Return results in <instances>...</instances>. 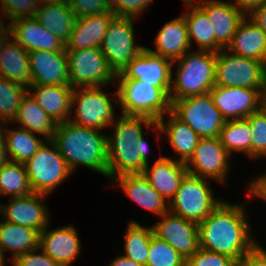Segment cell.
Listing matches in <instances>:
<instances>
[{
    "mask_svg": "<svg viewBox=\"0 0 266 266\" xmlns=\"http://www.w3.org/2000/svg\"><path fill=\"white\" fill-rule=\"evenodd\" d=\"M246 204L220 203L201 223L200 248L230 256L237 263L258 242L252 235L246 215Z\"/></svg>",
    "mask_w": 266,
    "mask_h": 266,
    "instance_id": "obj_1",
    "label": "cell"
},
{
    "mask_svg": "<svg viewBox=\"0 0 266 266\" xmlns=\"http://www.w3.org/2000/svg\"><path fill=\"white\" fill-rule=\"evenodd\" d=\"M118 119V120H117ZM113 121V134H107L108 179L128 173H142L149 163V145L142 125L149 129L156 121L145 116L121 114ZM115 126V127H114Z\"/></svg>",
    "mask_w": 266,
    "mask_h": 266,
    "instance_id": "obj_2",
    "label": "cell"
},
{
    "mask_svg": "<svg viewBox=\"0 0 266 266\" xmlns=\"http://www.w3.org/2000/svg\"><path fill=\"white\" fill-rule=\"evenodd\" d=\"M51 140L72 173L81 165L108 178L107 135L101 130L79 126L69 120L57 124Z\"/></svg>",
    "mask_w": 266,
    "mask_h": 266,
    "instance_id": "obj_3",
    "label": "cell"
},
{
    "mask_svg": "<svg viewBox=\"0 0 266 266\" xmlns=\"http://www.w3.org/2000/svg\"><path fill=\"white\" fill-rule=\"evenodd\" d=\"M176 73L172 78L170 102L185 97L209 93L215 85L216 53L206 50H189L174 61ZM174 82V83H173Z\"/></svg>",
    "mask_w": 266,
    "mask_h": 266,
    "instance_id": "obj_4",
    "label": "cell"
},
{
    "mask_svg": "<svg viewBox=\"0 0 266 266\" xmlns=\"http://www.w3.org/2000/svg\"><path fill=\"white\" fill-rule=\"evenodd\" d=\"M121 114L158 121L171 111L169 96L159 87L138 79H116Z\"/></svg>",
    "mask_w": 266,
    "mask_h": 266,
    "instance_id": "obj_5",
    "label": "cell"
},
{
    "mask_svg": "<svg viewBox=\"0 0 266 266\" xmlns=\"http://www.w3.org/2000/svg\"><path fill=\"white\" fill-rule=\"evenodd\" d=\"M109 98L106 92L101 90L100 86L73 88L71 96V112L75 110L74 117L69 120L79 126L94 128L103 131L110 128L115 117V106H119V95L116 86V92ZM75 107V109H74Z\"/></svg>",
    "mask_w": 266,
    "mask_h": 266,
    "instance_id": "obj_6",
    "label": "cell"
},
{
    "mask_svg": "<svg viewBox=\"0 0 266 266\" xmlns=\"http://www.w3.org/2000/svg\"><path fill=\"white\" fill-rule=\"evenodd\" d=\"M209 180L187 173L169 202V211L196 224L201 223L224 201L214 196Z\"/></svg>",
    "mask_w": 266,
    "mask_h": 266,
    "instance_id": "obj_7",
    "label": "cell"
},
{
    "mask_svg": "<svg viewBox=\"0 0 266 266\" xmlns=\"http://www.w3.org/2000/svg\"><path fill=\"white\" fill-rule=\"evenodd\" d=\"M24 166L34 193L51 195L53 190L72 175L52 140H45Z\"/></svg>",
    "mask_w": 266,
    "mask_h": 266,
    "instance_id": "obj_8",
    "label": "cell"
},
{
    "mask_svg": "<svg viewBox=\"0 0 266 266\" xmlns=\"http://www.w3.org/2000/svg\"><path fill=\"white\" fill-rule=\"evenodd\" d=\"M266 83V64L221 49L216 53L215 85L258 89Z\"/></svg>",
    "mask_w": 266,
    "mask_h": 266,
    "instance_id": "obj_9",
    "label": "cell"
},
{
    "mask_svg": "<svg viewBox=\"0 0 266 266\" xmlns=\"http://www.w3.org/2000/svg\"><path fill=\"white\" fill-rule=\"evenodd\" d=\"M171 112L200 138L219 137L226 122L210 93L175 100L171 103Z\"/></svg>",
    "mask_w": 266,
    "mask_h": 266,
    "instance_id": "obj_10",
    "label": "cell"
},
{
    "mask_svg": "<svg viewBox=\"0 0 266 266\" xmlns=\"http://www.w3.org/2000/svg\"><path fill=\"white\" fill-rule=\"evenodd\" d=\"M66 52L70 86L73 88L116 85L117 74L110 67L100 48Z\"/></svg>",
    "mask_w": 266,
    "mask_h": 266,
    "instance_id": "obj_11",
    "label": "cell"
},
{
    "mask_svg": "<svg viewBox=\"0 0 266 266\" xmlns=\"http://www.w3.org/2000/svg\"><path fill=\"white\" fill-rule=\"evenodd\" d=\"M134 22L135 18L115 16L108 26L100 47L116 74L122 72L145 48L135 44Z\"/></svg>",
    "mask_w": 266,
    "mask_h": 266,
    "instance_id": "obj_12",
    "label": "cell"
},
{
    "mask_svg": "<svg viewBox=\"0 0 266 266\" xmlns=\"http://www.w3.org/2000/svg\"><path fill=\"white\" fill-rule=\"evenodd\" d=\"M230 158L219 137L200 138L198 145L186 163L189 174L225 184L230 170Z\"/></svg>",
    "mask_w": 266,
    "mask_h": 266,
    "instance_id": "obj_13",
    "label": "cell"
},
{
    "mask_svg": "<svg viewBox=\"0 0 266 266\" xmlns=\"http://www.w3.org/2000/svg\"><path fill=\"white\" fill-rule=\"evenodd\" d=\"M173 62L145 47L122 72L117 79H138L161 88L168 96L172 86Z\"/></svg>",
    "mask_w": 266,
    "mask_h": 266,
    "instance_id": "obj_14",
    "label": "cell"
},
{
    "mask_svg": "<svg viewBox=\"0 0 266 266\" xmlns=\"http://www.w3.org/2000/svg\"><path fill=\"white\" fill-rule=\"evenodd\" d=\"M160 218L152 225L153 234L169 243L181 256L188 259L200 248L198 224L170 211Z\"/></svg>",
    "mask_w": 266,
    "mask_h": 266,
    "instance_id": "obj_15",
    "label": "cell"
},
{
    "mask_svg": "<svg viewBox=\"0 0 266 266\" xmlns=\"http://www.w3.org/2000/svg\"><path fill=\"white\" fill-rule=\"evenodd\" d=\"M47 196L33 192L11 198L8 204L1 205V215L7 222L42 232L51 222L49 207L44 203Z\"/></svg>",
    "mask_w": 266,
    "mask_h": 266,
    "instance_id": "obj_16",
    "label": "cell"
},
{
    "mask_svg": "<svg viewBox=\"0 0 266 266\" xmlns=\"http://www.w3.org/2000/svg\"><path fill=\"white\" fill-rule=\"evenodd\" d=\"M259 90L214 85L210 90L214 105L226 121L245 119L259 110Z\"/></svg>",
    "mask_w": 266,
    "mask_h": 266,
    "instance_id": "obj_17",
    "label": "cell"
},
{
    "mask_svg": "<svg viewBox=\"0 0 266 266\" xmlns=\"http://www.w3.org/2000/svg\"><path fill=\"white\" fill-rule=\"evenodd\" d=\"M31 85L70 86L66 51L29 52Z\"/></svg>",
    "mask_w": 266,
    "mask_h": 266,
    "instance_id": "obj_18",
    "label": "cell"
},
{
    "mask_svg": "<svg viewBox=\"0 0 266 266\" xmlns=\"http://www.w3.org/2000/svg\"><path fill=\"white\" fill-rule=\"evenodd\" d=\"M40 232L39 251L42 250L60 266H72L81 252V241L76 228L72 225Z\"/></svg>",
    "mask_w": 266,
    "mask_h": 266,
    "instance_id": "obj_19",
    "label": "cell"
},
{
    "mask_svg": "<svg viewBox=\"0 0 266 266\" xmlns=\"http://www.w3.org/2000/svg\"><path fill=\"white\" fill-rule=\"evenodd\" d=\"M11 37L28 52L66 51V44L51 31L44 28L35 17L8 22Z\"/></svg>",
    "mask_w": 266,
    "mask_h": 266,
    "instance_id": "obj_20",
    "label": "cell"
},
{
    "mask_svg": "<svg viewBox=\"0 0 266 266\" xmlns=\"http://www.w3.org/2000/svg\"><path fill=\"white\" fill-rule=\"evenodd\" d=\"M196 5L206 14L210 21L215 41L223 49H226L245 15L229 1L201 0Z\"/></svg>",
    "mask_w": 266,
    "mask_h": 266,
    "instance_id": "obj_21",
    "label": "cell"
},
{
    "mask_svg": "<svg viewBox=\"0 0 266 266\" xmlns=\"http://www.w3.org/2000/svg\"><path fill=\"white\" fill-rule=\"evenodd\" d=\"M187 173L185 163L166 156L158 157L151 167L147 163L142 172L150 185L168 203L176 195L180 183Z\"/></svg>",
    "mask_w": 266,
    "mask_h": 266,
    "instance_id": "obj_22",
    "label": "cell"
},
{
    "mask_svg": "<svg viewBox=\"0 0 266 266\" xmlns=\"http://www.w3.org/2000/svg\"><path fill=\"white\" fill-rule=\"evenodd\" d=\"M110 181L143 209L158 216L169 211V203L150 185L142 173L123 174Z\"/></svg>",
    "mask_w": 266,
    "mask_h": 266,
    "instance_id": "obj_23",
    "label": "cell"
},
{
    "mask_svg": "<svg viewBox=\"0 0 266 266\" xmlns=\"http://www.w3.org/2000/svg\"><path fill=\"white\" fill-rule=\"evenodd\" d=\"M112 11L102 14L77 17L66 50L100 48L111 20Z\"/></svg>",
    "mask_w": 266,
    "mask_h": 266,
    "instance_id": "obj_24",
    "label": "cell"
},
{
    "mask_svg": "<svg viewBox=\"0 0 266 266\" xmlns=\"http://www.w3.org/2000/svg\"><path fill=\"white\" fill-rule=\"evenodd\" d=\"M165 116L168 118L166 119L167 122L164 119ZM153 127L159 131H156L157 137H159L160 132L167 136L173 151L178 154L173 159L186 164L192 157L200 137L171 111L161 117Z\"/></svg>",
    "mask_w": 266,
    "mask_h": 266,
    "instance_id": "obj_25",
    "label": "cell"
},
{
    "mask_svg": "<svg viewBox=\"0 0 266 266\" xmlns=\"http://www.w3.org/2000/svg\"><path fill=\"white\" fill-rule=\"evenodd\" d=\"M73 87L66 85H30L28 92L40 108L57 124L69 121Z\"/></svg>",
    "mask_w": 266,
    "mask_h": 266,
    "instance_id": "obj_26",
    "label": "cell"
},
{
    "mask_svg": "<svg viewBox=\"0 0 266 266\" xmlns=\"http://www.w3.org/2000/svg\"><path fill=\"white\" fill-rule=\"evenodd\" d=\"M153 41L155 50L148 49L172 62L177 61L191 50L192 46L184 15L164 24Z\"/></svg>",
    "mask_w": 266,
    "mask_h": 266,
    "instance_id": "obj_27",
    "label": "cell"
},
{
    "mask_svg": "<svg viewBox=\"0 0 266 266\" xmlns=\"http://www.w3.org/2000/svg\"><path fill=\"white\" fill-rule=\"evenodd\" d=\"M226 50L266 64V33L248 16H245Z\"/></svg>",
    "mask_w": 266,
    "mask_h": 266,
    "instance_id": "obj_28",
    "label": "cell"
},
{
    "mask_svg": "<svg viewBox=\"0 0 266 266\" xmlns=\"http://www.w3.org/2000/svg\"><path fill=\"white\" fill-rule=\"evenodd\" d=\"M40 232L5 220L0 221V254L12 253L10 262L16 257L39 248Z\"/></svg>",
    "mask_w": 266,
    "mask_h": 266,
    "instance_id": "obj_29",
    "label": "cell"
},
{
    "mask_svg": "<svg viewBox=\"0 0 266 266\" xmlns=\"http://www.w3.org/2000/svg\"><path fill=\"white\" fill-rule=\"evenodd\" d=\"M29 63V52L11 37L0 54V76L28 88L31 85Z\"/></svg>",
    "mask_w": 266,
    "mask_h": 266,
    "instance_id": "obj_30",
    "label": "cell"
},
{
    "mask_svg": "<svg viewBox=\"0 0 266 266\" xmlns=\"http://www.w3.org/2000/svg\"><path fill=\"white\" fill-rule=\"evenodd\" d=\"M30 132L42 135L41 138L51 140L54 136L57 123L47 115L27 91L21 100L20 107L13 123Z\"/></svg>",
    "mask_w": 266,
    "mask_h": 266,
    "instance_id": "obj_31",
    "label": "cell"
},
{
    "mask_svg": "<svg viewBox=\"0 0 266 266\" xmlns=\"http://www.w3.org/2000/svg\"><path fill=\"white\" fill-rule=\"evenodd\" d=\"M35 18L46 30L51 31L66 44L77 17L66 2L39 6Z\"/></svg>",
    "mask_w": 266,
    "mask_h": 266,
    "instance_id": "obj_32",
    "label": "cell"
},
{
    "mask_svg": "<svg viewBox=\"0 0 266 266\" xmlns=\"http://www.w3.org/2000/svg\"><path fill=\"white\" fill-rule=\"evenodd\" d=\"M8 125L9 123L1 125L8 160L25 163L37 152L38 148L46 139H40L38 137L40 135L36 136V134L21 127H18V129L11 127L9 129Z\"/></svg>",
    "mask_w": 266,
    "mask_h": 266,
    "instance_id": "obj_33",
    "label": "cell"
},
{
    "mask_svg": "<svg viewBox=\"0 0 266 266\" xmlns=\"http://www.w3.org/2000/svg\"><path fill=\"white\" fill-rule=\"evenodd\" d=\"M184 18L188 28L189 41L197 44L198 50L217 53L223 49L214 38V32L206 14L196 4H186ZM194 40V41H193Z\"/></svg>",
    "mask_w": 266,
    "mask_h": 266,
    "instance_id": "obj_34",
    "label": "cell"
},
{
    "mask_svg": "<svg viewBox=\"0 0 266 266\" xmlns=\"http://www.w3.org/2000/svg\"><path fill=\"white\" fill-rule=\"evenodd\" d=\"M252 129L249 121L236 119L226 121L220 131L219 139L230 155L243 152L251 158Z\"/></svg>",
    "mask_w": 266,
    "mask_h": 266,
    "instance_id": "obj_35",
    "label": "cell"
},
{
    "mask_svg": "<svg viewBox=\"0 0 266 266\" xmlns=\"http://www.w3.org/2000/svg\"><path fill=\"white\" fill-rule=\"evenodd\" d=\"M33 193L24 163L6 161L0 167V196L16 198Z\"/></svg>",
    "mask_w": 266,
    "mask_h": 266,
    "instance_id": "obj_36",
    "label": "cell"
},
{
    "mask_svg": "<svg viewBox=\"0 0 266 266\" xmlns=\"http://www.w3.org/2000/svg\"><path fill=\"white\" fill-rule=\"evenodd\" d=\"M152 226H142L137 221H130L125 233V257L132 259L142 266H146L149 254Z\"/></svg>",
    "mask_w": 266,
    "mask_h": 266,
    "instance_id": "obj_37",
    "label": "cell"
},
{
    "mask_svg": "<svg viewBox=\"0 0 266 266\" xmlns=\"http://www.w3.org/2000/svg\"><path fill=\"white\" fill-rule=\"evenodd\" d=\"M28 88L0 76V126L12 124Z\"/></svg>",
    "mask_w": 266,
    "mask_h": 266,
    "instance_id": "obj_38",
    "label": "cell"
},
{
    "mask_svg": "<svg viewBox=\"0 0 266 266\" xmlns=\"http://www.w3.org/2000/svg\"><path fill=\"white\" fill-rule=\"evenodd\" d=\"M185 264L186 259L169 243L152 234L146 266H185Z\"/></svg>",
    "mask_w": 266,
    "mask_h": 266,
    "instance_id": "obj_39",
    "label": "cell"
},
{
    "mask_svg": "<svg viewBox=\"0 0 266 266\" xmlns=\"http://www.w3.org/2000/svg\"><path fill=\"white\" fill-rule=\"evenodd\" d=\"M38 8L37 0H0V21L4 22L3 16L10 22L35 17Z\"/></svg>",
    "mask_w": 266,
    "mask_h": 266,
    "instance_id": "obj_40",
    "label": "cell"
},
{
    "mask_svg": "<svg viewBox=\"0 0 266 266\" xmlns=\"http://www.w3.org/2000/svg\"><path fill=\"white\" fill-rule=\"evenodd\" d=\"M252 129L251 158L266 157V117L259 111L246 118Z\"/></svg>",
    "mask_w": 266,
    "mask_h": 266,
    "instance_id": "obj_41",
    "label": "cell"
},
{
    "mask_svg": "<svg viewBox=\"0 0 266 266\" xmlns=\"http://www.w3.org/2000/svg\"><path fill=\"white\" fill-rule=\"evenodd\" d=\"M185 266H237V262L230 256L199 248L186 259Z\"/></svg>",
    "mask_w": 266,
    "mask_h": 266,
    "instance_id": "obj_42",
    "label": "cell"
},
{
    "mask_svg": "<svg viewBox=\"0 0 266 266\" xmlns=\"http://www.w3.org/2000/svg\"><path fill=\"white\" fill-rule=\"evenodd\" d=\"M153 0H110L112 12L115 16L137 19Z\"/></svg>",
    "mask_w": 266,
    "mask_h": 266,
    "instance_id": "obj_43",
    "label": "cell"
},
{
    "mask_svg": "<svg viewBox=\"0 0 266 266\" xmlns=\"http://www.w3.org/2000/svg\"><path fill=\"white\" fill-rule=\"evenodd\" d=\"M76 17L112 11L110 0H67Z\"/></svg>",
    "mask_w": 266,
    "mask_h": 266,
    "instance_id": "obj_44",
    "label": "cell"
},
{
    "mask_svg": "<svg viewBox=\"0 0 266 266\" xmlns=\"http://www.w3.org/2000/svg\"><path fill=\"white\" fill-rule=\"evenodd\" d=\"M39 248L31 250L25 254L16 257L11 261L12 266H60L55 260L48 256L42 250L37 253Z\"/></svg>",
    "mask_w": 266,
    "mask_h": 266,
    "instance_id": "obj_45",
    "label": "cell"
},
{
    "mask_svg": "<svg viewBox=\"0 0 266 266\" xmlns=\"http://www.w3.org/2000/svg\"><path fill=\"white\" fill-rule=\"evenodd\" d=\"M237 266H266V250L258 242L243 256Z\"/></svg>",
    "mask_w": 266,
    "mask_h": 266,
    "instance_id": "obj_46",
    "label": "cell"
},
{
    "mask_svg": "<svg viewBox=\"0 0 266 266\" xmlns=\"http://www.w3.org/2000/svg\"><path fill=\"white\" fill-rule=\"evenodd\" d=\"M249 197L260 198L266 201V172L256 178L252 179L248 185Z\"/></svg>",
    "mask_w": 266,
    "mask_h": 266,
    "instance_id": "obj_47",
    "label": "cell"
},
{
    "mask_svg": "<svg viewBox=\"0 0 266 266\" xmlns=\"http://www.w3.org/2000/svg\"><path fill=\"white\" fill-rule=\"evenodd\" d=\"M266 0H233L230 3L245 16H249L257 7H260Z\"/></svg>",
    "mask_w": 266,
    "mask_h": 266,
    "instance_id": "obj_48",
    "label": "cell"
},
{
    "mask_svg": "<svg viewBox=\"0 0 266 266\" xmlns=\"http://www.w3.org/2000/svg\"><path fill=\"white\" fill-rule=\"evenodd\" d=\"M248 17L266 33V1Z\"/></svg>",
    "mask_w": 266,
    "mask_h": 266,
    "instance_id": "obj_49",
    "label": "cell"
},
{
    "mask_svg": "<svg viewBox=\"0 0 266 266\" xmlns=\"http://www.w3.org/2000/svg\"><path fill=\"white\" fill-rule=\"evenodd\" d=\"M11 37V30L9 25L7 24L5 27V23L0 21V54Z\"/></svg>",
    "mask_w": 266,
    "mask_h": 266,
    "instance_id": "obj_50",
    "label": "cell"
},
{
    "mask_svg": "<svg viewBox=\"0 0 266 266\" xmlns=\"http://www.w3.org/2000/svg\"><path fill=\"white\" fill-rule=\"evenodd\" d=\"M108 266H142L139 263L125 257L123 254L118 255Z\"/></svg>",
    "mask_w": 266,
    "mask_h": 266,
    "instance_id": "obj_51",
    "label": "cell"
},
{
    "mask_svg": "<svg viewBox=\"0 0 266 266\" xmlns=\"http://www.w3.org/2000/svg\"><path fill=\"white\" fill-rule=\"evenodd\" d=\"M8 161V157L6 154V146L5 139L3 136L2 126H0V167Z\"/></svg>",
    "mask_w": 266,
    "mask_h": 266,
    "instance_id": "obj_52",
    "label": "cell"
},
{
    "mask_svg": "<svg viewBox=\"0 0 266 266\" xmlns=\"http://www.w3.org/2000/svg\"><path fill=\"white\" fill-rule=\"evenodd\" d=\"M259 112L266 117V83L259 92Z\"/></svg>",
    "mask_w": 266,
    "mask_h": 266,
    "instance_id": "obj_53",
    "label": "cell"
},
{
    "mask_svg": "<svg viewBox=\"0 0 266 266\" xmlns=\"http://www.w3.org/2000/svg\"><path fill=\"white\" fill-rule=\"evenodd\" d=\"M39 6L66 3L67 0H37Z\"/></svg>",
    "mask_w": 266,
    "mask_h": 266,
    "instance_id": "obj_54",
    "label": "cell"
},
{
    "mask_svg": "<svg viewBox=\"0 0 266 266\" xmlns=\"http://www.w3.org/2000/svg\"><path fill=\"white\" fill-rule=\"evenodd\" d=\"M201 0H183L184 4H196L197 2H200Z\"/></svg>",
    "mask_w": 266,
    "mask_h": 266,
    "instance_id": "obj_55",
    "label": "cell"
},
{
    "mask_svg": "<svg viewBox=\"0 0 266 266\" xmlns=\"http://www.w3.org/2000/svg\"><path fill=\"white\" fill-rule=\"evenodd\" d=\"M5 263V260L3 259V257L1 256L0 254V265L4 264Z\"/></svg>",
    "mask_w": 266,
    "mask_h": 266,
    "instance_id": "obj_56",
    "label": "cell"
}]
</instances>
